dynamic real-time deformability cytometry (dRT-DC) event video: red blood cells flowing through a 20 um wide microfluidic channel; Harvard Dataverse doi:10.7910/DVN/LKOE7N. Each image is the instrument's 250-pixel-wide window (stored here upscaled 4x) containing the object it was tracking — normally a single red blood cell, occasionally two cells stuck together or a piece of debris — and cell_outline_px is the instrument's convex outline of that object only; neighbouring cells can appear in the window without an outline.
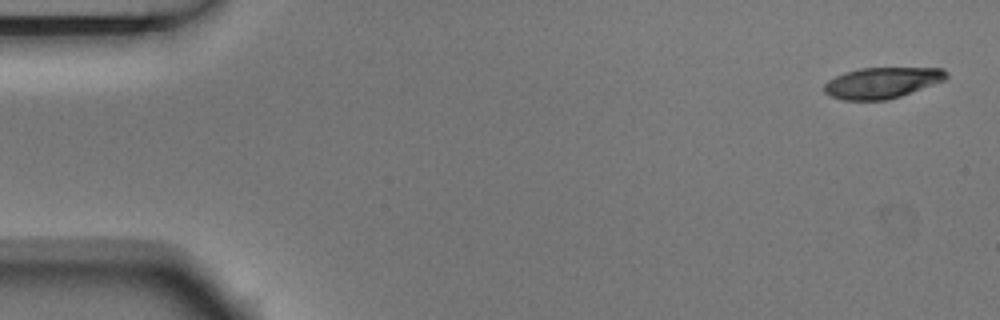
{"species": "Egyptian fruit bat (a non-hibernating species)", "species_latin": "Rousettus aegyptiacus", "temperature_condition": "room temperature", "stored_images_in_passage": 4, "camera_frame_rate_fps": 3000, "um_per_image_px": 0.085, "animal": {"sex": "male"}, "frame": {"image": 1, "passage_image": 1, "time_ms": 0.0, "image_size_px": [1000, 320], "cell_outline_px": [[948, 76], [944, 80], [900, 96], [884, 100], [844, 100], [832, 96], [824, 92], [824, 84], [828, 80], [844, 72], [860, 68], [944, 68], [948, 72]], "centroid_in_image_um": [74.96, 7.02], "position_along_channel_um": 10.0, "area_um2": 21.85}}